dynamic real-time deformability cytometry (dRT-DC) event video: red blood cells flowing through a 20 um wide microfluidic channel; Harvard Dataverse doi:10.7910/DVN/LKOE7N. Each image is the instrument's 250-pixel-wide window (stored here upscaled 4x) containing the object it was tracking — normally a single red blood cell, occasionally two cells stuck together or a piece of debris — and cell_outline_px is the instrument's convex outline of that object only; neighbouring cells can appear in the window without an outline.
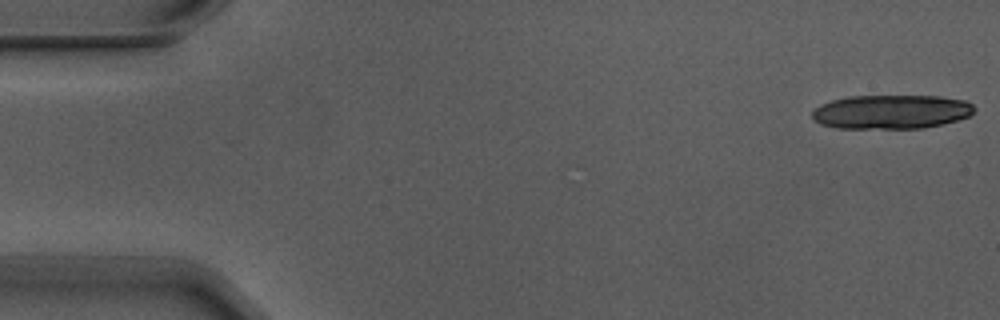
{"species": "Egyptian fruit bat (a non-hibernating species)", "species_latin": "Rousettus aegyptiacus", "temperature_condition": "warm", "stored_images_in_passage": 6, "camera_frame_rate_fps": 3000, "um_per_image_px": 0.085, "animal": {"sex": "male"}, "frame": {"image": 1, "passage_image": 1, "time_ms": 0.0, "image_size_px": [1000, 320], "cell_outline_px": [[976, 108], [968, 116], [956, 120], [924, 128], [836, 128], [820, 124], [812, 120], [812, 112], [820, 104], [832, 100], [848, 96], [940, 96], [964, 100], [972, 104]], "centroid_in_image_um": [75.72, 9.5], "position_along_channel_um": 9.3, "area_um2": 32.19}}